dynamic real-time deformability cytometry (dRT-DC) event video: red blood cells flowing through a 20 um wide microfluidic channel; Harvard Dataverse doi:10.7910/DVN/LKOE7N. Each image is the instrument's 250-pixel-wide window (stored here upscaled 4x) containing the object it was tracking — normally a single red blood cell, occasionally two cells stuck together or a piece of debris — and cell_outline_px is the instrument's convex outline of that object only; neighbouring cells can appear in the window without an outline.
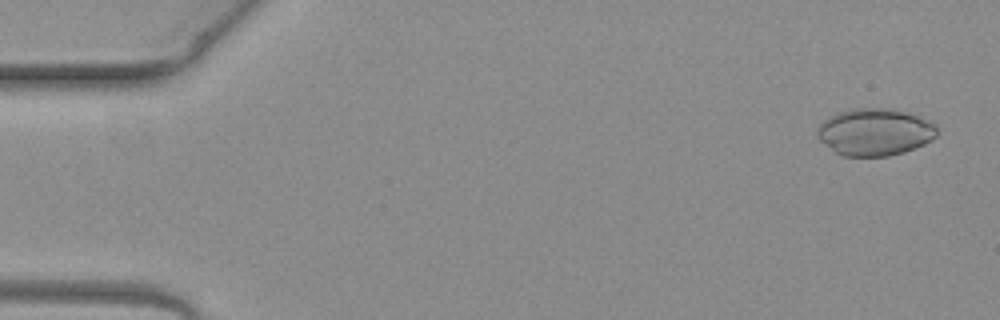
{"species": "common noctule bat (a hibernating species)", "species_latin": "Nyctalus noctula", "temperature_condition": "warm", "stored_images_in_passage": 5, "segment_of_instrument_passage": [2, 2], "camera_frame_rate_fps": 3000, "um_per_image_px": 0.085, "animal": {"sex": "female", "body_mass_g": 19.3, "forearm_length_mm": 54.1}, "frame": {"image": 1, "passage_image": 5, "time_ms": 1.333, "image_size_px": [1000, 320], "cell_outline_px": [[936, 136], [932, 140], [924, 144], [904, 152], [888, 156], [844, 156], [836, 152], [820, 140], [816, 136], [816, 128], [828, 116], [840, 112], [856, 108], [884, 108], [904, 112], [920, 116], [932, 120], [936, 128]], "centroid_in_image_um": [74.36, 11.22], "position_along_channel_um": 10.6, "area_um2": 32.83}}